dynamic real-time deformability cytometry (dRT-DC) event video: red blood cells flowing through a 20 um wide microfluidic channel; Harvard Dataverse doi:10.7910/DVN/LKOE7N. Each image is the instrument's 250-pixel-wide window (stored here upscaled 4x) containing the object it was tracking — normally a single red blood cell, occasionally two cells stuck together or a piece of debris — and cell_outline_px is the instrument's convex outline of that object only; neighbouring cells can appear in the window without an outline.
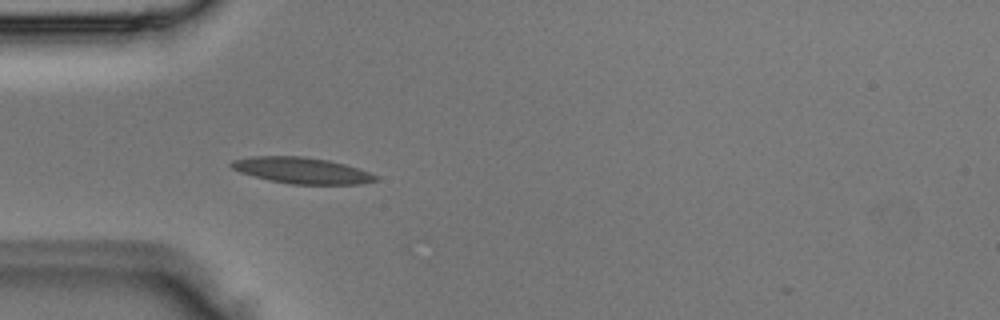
{"species": "Egyptian fruit bat (a non-hibernating species)", "species_latin": "Rousettus aegyptiacus", "temperature_condition": "room temperature", "stored_images_in_passage": 5, "camera_frame_rate_fps": 3000, "um_per_image_px": 0.085, "animal": {"sex": "male"}, "frame": {"image": 1, "passage_image": 5, "time_ms": 1.333, "image_size_px": [1000, 320], "cell_outline_px": [[380, 176], [376, 180], [360, 184], [292, 184], [268, 180], [240, 172], [232, 168], [228, 164], [232, 160], [252, 156], [304, 156], [328, 160], [344, 164]], "centroid_in_image_um": [25.62, 14.48], "position_along_channel_um": 59.4, "area_um2": 21.91}}